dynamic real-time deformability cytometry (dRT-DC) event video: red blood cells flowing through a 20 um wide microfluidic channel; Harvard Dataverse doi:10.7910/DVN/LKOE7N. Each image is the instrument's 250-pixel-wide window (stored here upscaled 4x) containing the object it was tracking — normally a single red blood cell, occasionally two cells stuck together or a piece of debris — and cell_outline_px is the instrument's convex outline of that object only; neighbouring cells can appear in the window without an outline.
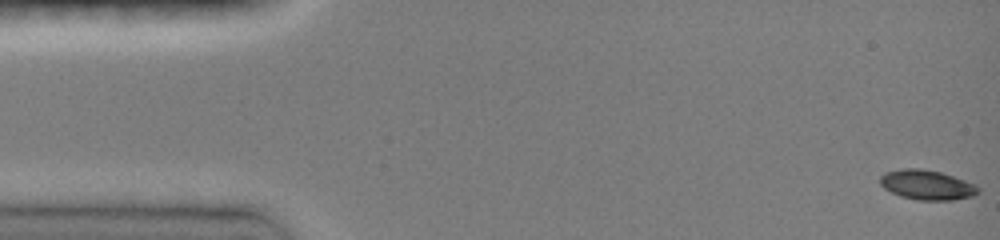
{"species": "common noctule bat (a hibernating species)", "species_latin": "Nyctalus noctula", "temperature_condition": "room temperature", "stored_images_in_passage": 22, "camera_frame_rate_fps": 3000, "um_per_image_px": 0.085, "animal": {"sex": "female", "body_mass_g": 19.0, "forearm_length_mm": 51.5}, "frame": {"image": 1, "passage_image": 1, "time_ms": 0.0, "image_size_px": [1000, 240], "cell_outline_px": [[980, 192], [972, 196], [952, 200], [920, 200], [900, 196], [884, 188], [880, 184], [880, 176], [884, 172], [900, 168], [920, 168], [940, 172], [976, 184], [980, 188]], "centroid_in_image_um": [78.78, 15.71], "position_along_channel_um": 6.2, "area_um2": 17.05}}
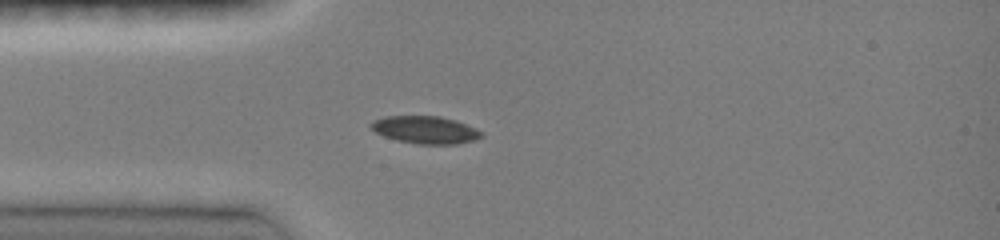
{"frame": {"image": 2, "passage_image": 11, "time_ms": 4.0, "image_size_px": [1000, 240], "cell_outline_px": [[484, 136], [472, 140], [456, 144], [420, 144], [396, 140], [384, 136], [376, 132], [368, 124], [372, 120], [384, 116], [440, 116], [456, 120], [476, 128], [484, 132]], "centroid_in_image_um": [36.15, 11.02], "position_along_channel_um": 48.8, "area_um2": 17.8}}
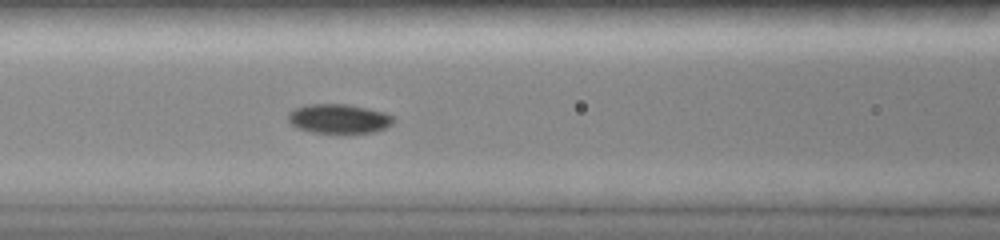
{"frame": {"image": 3, "passage_image": 17, "time_ms": 6.333, "image_size_px": [1000, 240], "cell_outline_px": [[392, 124], [376, 132], [348, 136], [344, 136], [312, 132], [300, 128], [292, 124], [288, 120], [288, 112], [292, 108], [304, 104], [348, 104], [368, 108], [384, 112], [392, 116]], "centroid_in_image_um": [28.79, 10.13], "position_along_channel_um": 137.8, "area_um2": 18.84}}